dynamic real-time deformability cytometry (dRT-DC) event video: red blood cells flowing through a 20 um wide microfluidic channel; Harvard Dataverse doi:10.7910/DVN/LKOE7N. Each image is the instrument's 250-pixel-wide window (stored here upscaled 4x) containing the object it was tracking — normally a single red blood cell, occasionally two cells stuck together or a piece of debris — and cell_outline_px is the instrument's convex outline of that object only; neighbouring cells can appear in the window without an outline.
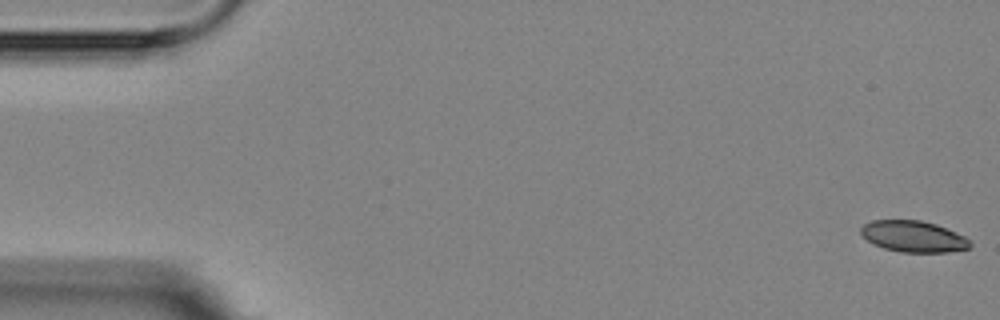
{"species": "Egyptian fruit bat (a non-hibernating species)", "species_latin": "Rousettus aegyptiacus", "temperature_condition": "room temperature", "stored_images_in_passage": 5, "camera_frame_rate_fps": 3000, "um_per_image_px": 0.085, "animal": {"sex": "female"}, "frame": {"image": 1, "passage_image": 1, "time_ms": 0.0, "image_size_px": [1000, 320], "cell_outline_px": [[972, 244], [968, 248], [948, 252], [900, 252], [884, 248], [868, 240], [860, 232], [860, 228], [864, 224], [872, 220], [920, 220], [936, 224], [964, 236]], "centroid_in_image_um": [77.63, 20.09], "position_along_channel_um": 7.4, "area_um2": 19.65}}
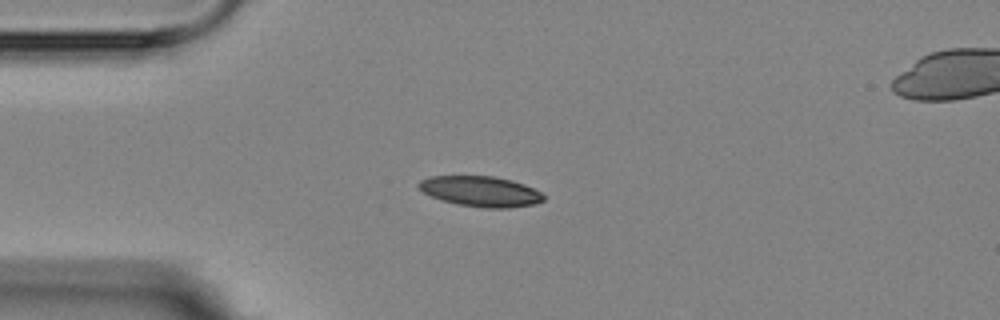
{"frame": {"image": 2, "passage_image": 4, "time_ms": 4.333, "image_size_px": [1000, 320], "cell_outline_px": [[544, 200], [536, 204], [508, 208], [484, 208], [456, 204], [432, 196], [416, 188], [416, 184], [420, 180], [432, 176], [492, 176], [512, 180], [524, 184], [540, 192], [544, 196]], "centroid_in_image_um": [40.84, 16.27], "position_along_channel_um": 44.2, "area_um2": 22.14}}